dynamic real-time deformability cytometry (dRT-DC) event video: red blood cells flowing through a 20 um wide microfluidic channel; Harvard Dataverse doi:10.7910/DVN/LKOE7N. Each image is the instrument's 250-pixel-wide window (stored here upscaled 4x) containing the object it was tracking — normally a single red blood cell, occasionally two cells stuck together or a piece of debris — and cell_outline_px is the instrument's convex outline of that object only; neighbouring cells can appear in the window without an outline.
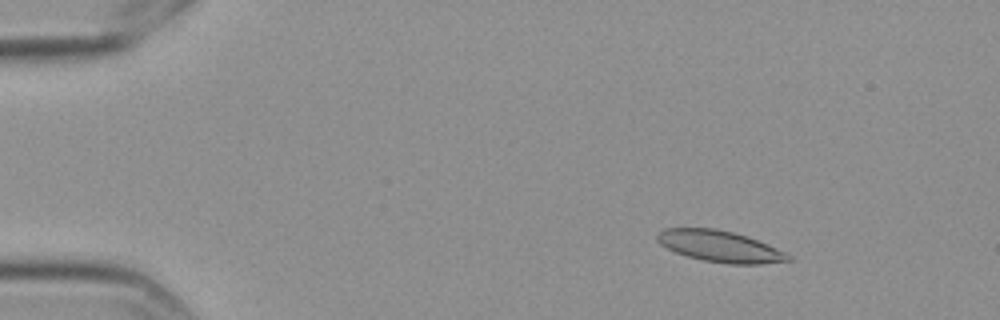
{"species": "Egyptian fruit bat (a non-hibernating species)", "species_latin": "Rousettus aegyptiacus", "temperature_condition": "cold", "stored_images_in_passage": 4, "camera_frame_rate_fps": 3000, "um_per_image_px": 0.085, "frame": {"image": 1, "passage_image": 2, "time_ms": 0.333, "image_size_px": [1000, 320], "cell_outline_px": [[792, 260], [760, 264], [728, 264], [704, 260], [688, 256], [676, 252], [660, 244], [656, 240], [656, 236], [664, 228], [716, 228], [748, 236], [776, 248], [792, 256]], "centroid_in_image_um": [61.19, 20.93], "position_along_channel_um": 23.8, "area_um2": 23.76}}